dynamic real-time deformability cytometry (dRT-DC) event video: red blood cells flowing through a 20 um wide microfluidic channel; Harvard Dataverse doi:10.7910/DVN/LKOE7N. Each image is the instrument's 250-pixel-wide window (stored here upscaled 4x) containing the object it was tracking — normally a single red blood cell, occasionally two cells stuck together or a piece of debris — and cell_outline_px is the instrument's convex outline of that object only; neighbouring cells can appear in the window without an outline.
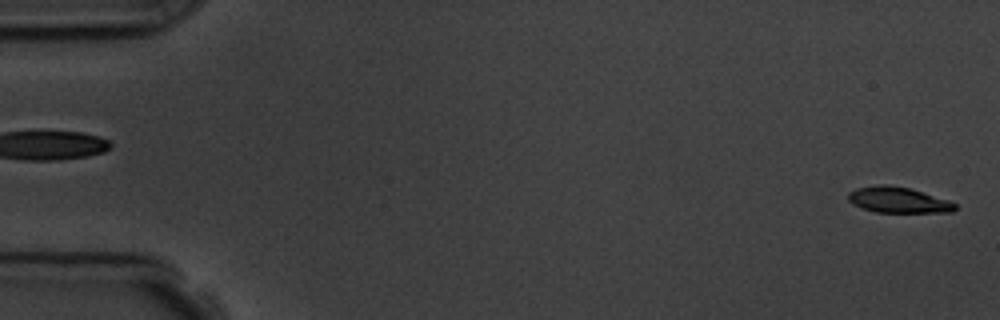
{"species": "common noctule bat (a hibernating species)", "species_latin": "Nyctalus noctula", "temperature_condition": "room temperature", "stored_images_in_passage": 5, "segment_of_instrument_passage": [2, 2], "camera_frame_rate_fps": 3000, "um_per_image_px": 0.085, "animal": {"sex": "male", "body_mass_g": 19.5, "forearm_length_mm": 54.6}, "frame": {"image": 1, "passage_image": 5, "time_ms": 4.667, "image_size_px": [1000, 320], "cell_outline_px": [[956, 208], [952, 212], [876, 212], [852, 204], [848, 200], [848, 192], [856, 188], [876, 184], [888, 184], [912, 188], [948, 200], [956, 204]], "centroid_in_image_um": [76.33, 16.98], "position_along_channel_um": 8.7, "area_um2": 16.18}}